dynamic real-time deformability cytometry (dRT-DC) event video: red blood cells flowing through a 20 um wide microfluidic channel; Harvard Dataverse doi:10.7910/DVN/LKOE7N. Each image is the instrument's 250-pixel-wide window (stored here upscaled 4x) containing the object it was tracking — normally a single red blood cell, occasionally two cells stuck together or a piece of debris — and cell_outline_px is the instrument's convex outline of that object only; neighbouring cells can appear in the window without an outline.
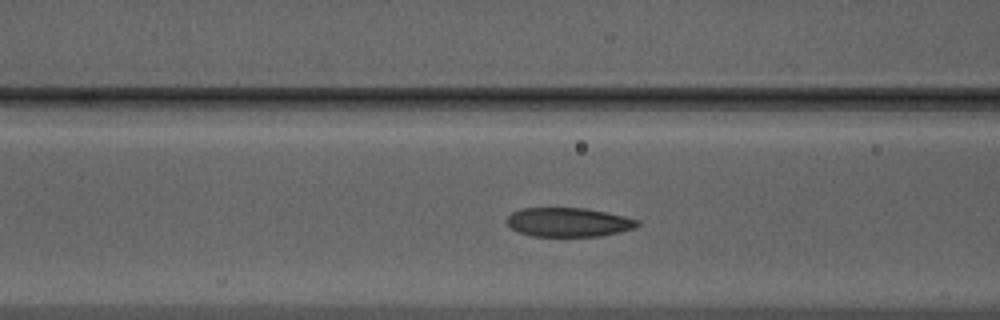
{"species": "Egyptian fruit bat (a non-hibernating species)", "species_latin": "Rousettus aegyptiacus", "temperature_condition": "warm", "stored_images_in_passage": 38, "camera_frame_rate_fps": 3000, "um_per_image_px": 0.085, "animal": {"sex": "male"}, "frame": {"image": 1, "passage_image": 9, "time_ms": 2.667, "image_size_px": [1000, 320], "cell_outline_px": [[640, 224], [636, 228], [620, 232], [600, 236], [532, 236], [516, 232], [508, 224], [508, 216], [512, 212], [520, 208], [584, 208], [608, 212], [640, 220]], "centroid_in_image_um": [48.35, 18.89], "position_along_channel_um": 118.3, "area_um2": 22.25}}
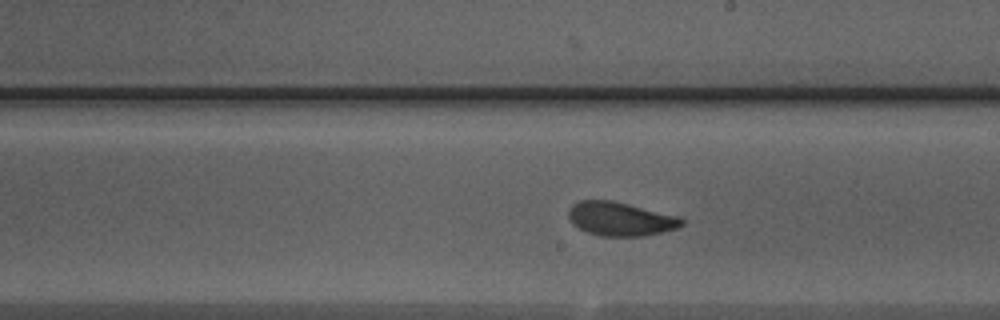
{"frame": {"image": 2, "passage_image": 18, "time_ms": 5.667, "image_size_px": [1000, 320], "cell_outline_px": [[684, 224], [676, 228], [644, 236], [604, 236], [588, 232], [580, 228], [568, 216], [568, 208], [572, 204], [580, 200], [612, 200], [680, 216], [684, 220]], "centroid_in_image_um": [52.76, 18.59], "position_along_channel_um": 236.2, "area_um2": 22.14}}
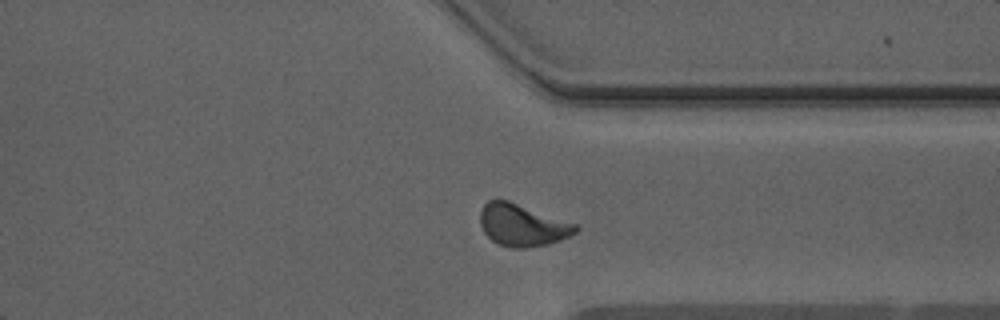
{"frame": {"image": 3, "passage_image": 28, "time_ms": 9.0, "image_size_px": [1000, 320], "cell_outline_px": [[580, 228], [572, 236], [548, 244], [524, 248], [512, 248], [496, 244], [484, 232], [480, 224], [480, 212], [484, 204], [488, 200], [508, 200], [576, 224]], "centroid_in_image_um": [44.39, 19.15], "position_along_channel_um": 367.0, "area_um2": 23.41}}